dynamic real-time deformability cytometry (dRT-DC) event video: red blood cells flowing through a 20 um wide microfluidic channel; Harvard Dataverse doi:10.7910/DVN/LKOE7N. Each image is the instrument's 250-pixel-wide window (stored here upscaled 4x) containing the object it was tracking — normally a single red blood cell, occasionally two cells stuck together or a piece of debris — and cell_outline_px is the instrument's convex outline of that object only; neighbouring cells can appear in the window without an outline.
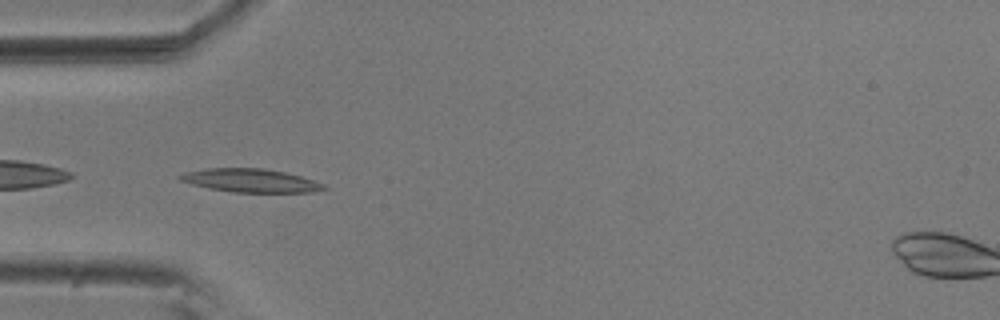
{"species": "common noctule bat (a hibernating species)", "species_latin": "Nyctalus noctula", "temperature_condition": "room temperature", "stored_images_in_passage": 39, "camera_frame_rate_fps": 3000, "um_per_image_px": 0.085, "animal": {"sex": "male", "body_mass_g": 20.5, "forearm_length_mm": 52.5}, "frame": {"image": 1, "passage_image": 1, "time_ms": 0.0, "image_size_px": [1000, 320], "cell_outline_px": [[328, 188], [312, 192], [232, 192], [208, 188], [192, 184], [180, 180], [176, 176], [184, 172], [204, 168], [264, 168], [284, 172], [300, 176], [324, 184]], "centroid_in_image_um": [21.25, 15.34], "position_along_channel_um": 63.7, "area_um2": 19.59}}
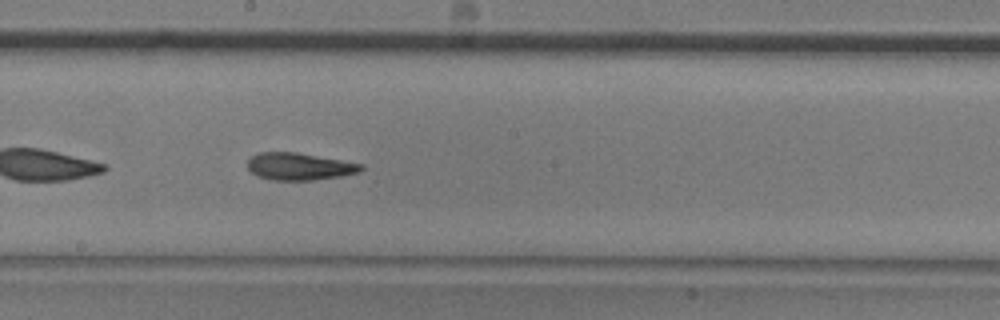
{"frame": {"image": 2, "passage_image": 14, "time_ms": 4.333, "image_size_px": [1000, 320], "cell_outline_px": [[364, 168], [360, 172], [340, 176], [312, 180], [272, 180], [256, 176], [248, 168], [248, 160], [252, 156], [260, 152], [296, 152], [364, 164]], "centroid_in_image_um": [25.45, 14.15], "position_along_channel_um": 222.7, "area_um2": 17.98}}
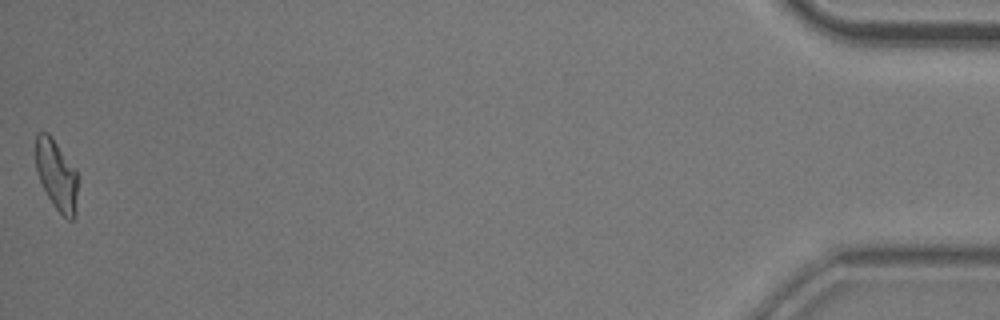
{"frame": {"image": 3, "passage_image": 39, "time_ms": 12.667, "image_size_px": [1000, 320], "cell_outline_px": [[76, 216], [72, 220], [68, 220], [52, 204], [40, 180], [36, 168], [36, 132], [48, 132], [76, 168]], "centroid_in_image_um": [4.81, 14.86], "position_along_channel_um": 430.4, "area_um2": 17.05}, "authors_computed_cell_mechanics": {"area_um2": 17.8024, "velocity_mm_per_s": 3.6653, "shape_relaxation_time_tau1_ms": 6.6496, "shape_relaxation_time_tau2_ms": 3.8897, "deformation_change_tau1": 0.2317, "deformation_change_tau2": 0.1352}}